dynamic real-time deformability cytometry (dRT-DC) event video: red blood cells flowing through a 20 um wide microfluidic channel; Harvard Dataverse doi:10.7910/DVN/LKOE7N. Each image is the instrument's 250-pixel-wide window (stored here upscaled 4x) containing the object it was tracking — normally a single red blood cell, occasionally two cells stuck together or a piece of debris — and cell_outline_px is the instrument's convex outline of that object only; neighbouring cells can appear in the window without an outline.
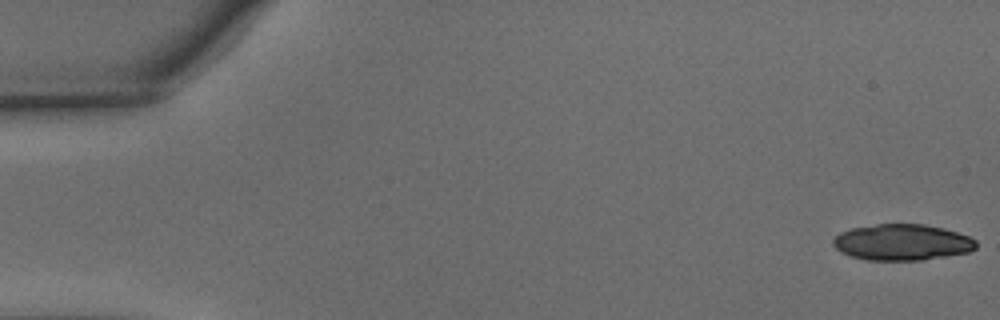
{"species": "common noctule bat (a hibernating species)", "species_latin": "Nyctalus noctula", "temperature_condition": "warm", "stored_images_in_passage": 25, "camera_frame_rate_fps": 3000, "um_per_image_px": 0.085, "animal": {"sex": "male", "body_mass_g": 15.6}, "frame": {"image": 1, "passage_image": 1, "time_ms": 0.0, "image_size_px": [1000, 320], "cell_outline_px": [[976, 248], [968, 252], [924, 260], [864, 260], [840, 252], [832, 244], [832, 240], [840, 232], [852, 228], [876, 224], [924, 224], [944, 228], [968, 236], [976, 240]], "centroid_in_image_um": [76.66, 20.59], "position_along_channel_um": 8.3, "area_um2": 30.17}}